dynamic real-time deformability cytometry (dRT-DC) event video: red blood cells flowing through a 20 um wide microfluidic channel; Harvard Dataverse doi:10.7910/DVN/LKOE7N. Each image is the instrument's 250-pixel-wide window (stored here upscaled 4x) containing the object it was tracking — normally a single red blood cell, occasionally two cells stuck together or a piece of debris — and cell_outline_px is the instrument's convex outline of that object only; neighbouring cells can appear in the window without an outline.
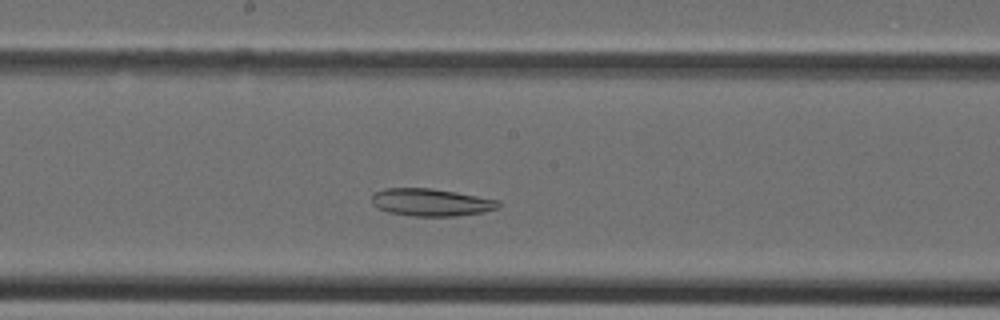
{"species": "Egyptian fruit bat (a non-hibernating species)", "species_latin": "Rousettus aegyptiacus", "temperature_condition": "cold", "stored_images_in_passage": 27, "camera_frame_rate_fps": 3000, "um_per_image_px": 0.085, "animal": {"sex": "female"}, "frame": {"image": 1, "passage_image": 9, "time_ms": 2.667, "image_size_px": [1000, 320], "cell_outline_px": [[500, 204], [496, 208], [484, 212], [456, 216], [412, 216], [388, 212], [372, 204], [372, 192], [384, 188], [432, 188], [456, 192], [500, 200]], "centroid_in_image_um": [36.62, 17.19], "position_along_channel_um": 211.6, "area_um2": 20.35}}
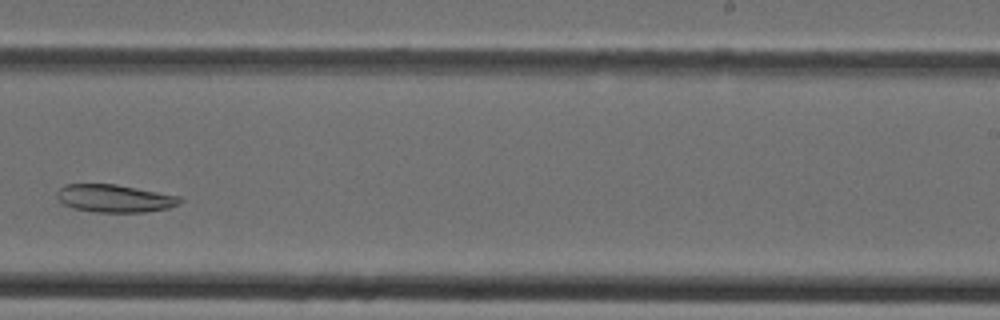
{"frame": {"image": 2, "passage_image": 13, "time_ms": 4.0, "image_size_px": [1000, 320], "cell_outline_px": [[184, 200], [180, 204], [168, 208], [144, 212], [92, 212], [72, 208], [64, 204], [56, 196], [56, 192], [64, 184], [116, 184], [180, 196]], "centroid_in_image_um": [9.75, 16.86], "position_along_channel_um": 279.3, "area_um2": 20.0}}
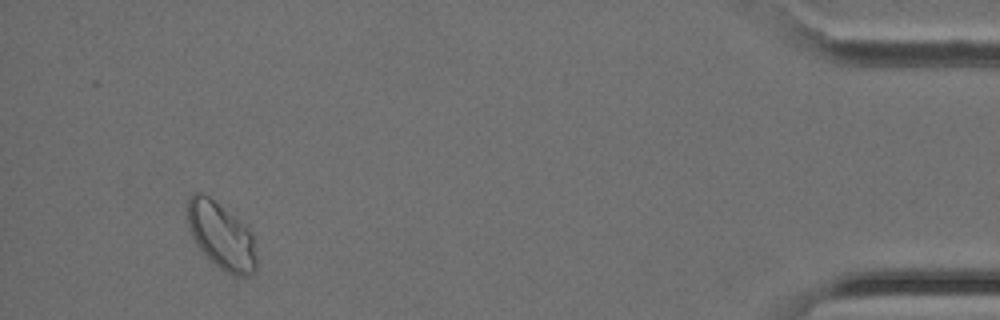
{"frame": {"image": 3, "passage_image": 25, "time_ms": 8.0, "image_size_px": [1000, 320], "cell_outline_px": [[256, 272], [248, 276], [232, 276], [224, 272], [208, 260], [196, 244], [188, 232], [184, 212], [188, 196], [192, 192], [204, 192], [252, 232], [256, 236]], "centroid_in_image_um": [18.75, 20.05], "position_along_channel_um": 416.4, "area_um2": 27.92}}